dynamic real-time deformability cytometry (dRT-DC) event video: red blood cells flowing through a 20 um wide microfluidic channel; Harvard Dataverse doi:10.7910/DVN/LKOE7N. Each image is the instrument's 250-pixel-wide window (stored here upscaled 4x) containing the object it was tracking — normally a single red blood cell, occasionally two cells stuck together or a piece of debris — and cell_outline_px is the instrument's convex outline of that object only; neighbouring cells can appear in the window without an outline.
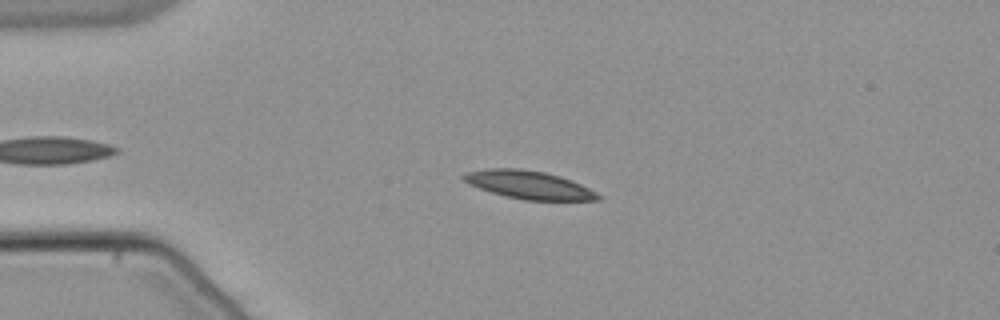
{"species": "common noctule bat (a hibernating species)", "species_latin": "Nyctalus noctula", "temperature_condition": "warm", "stored_images_in_passage": 38, "camera_frame_rate_fps": 3000, "um_per_image_px": 0.085, "animal": {"sex": "male", "body_mass_g": 21.5, "forearm_length_mm": 52.0}, "frame": {"image": 1, "passage_image": 2, "time_ms": 0.333, "image_size_px": [1000, 320], "cell_outline_px": [[604, 196], [600, 200], [524, 200], [492, 192], [468, 184], [460, 176], [468, 172], [488, 168], [520, 168], [544, 172], [560, 176], [580, 184]], "centroid_in_image_um": [44.97, 15.71], "position_along_channel_um": 40.0, "area_um2": 21.85}}
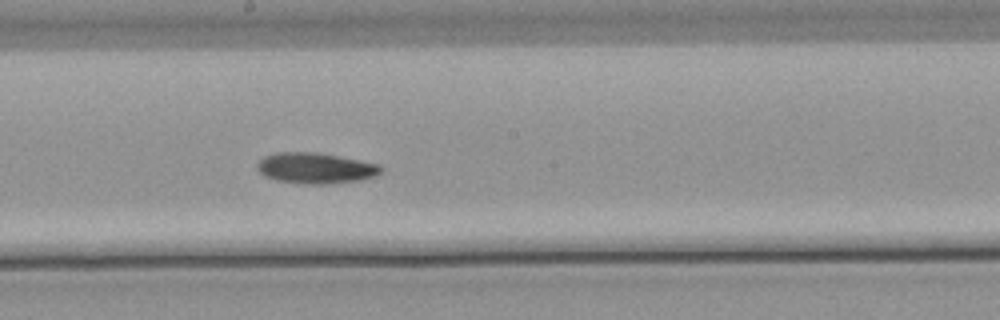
{"frame": {"image": 2, "passage_image": 19, "time_ms": 6.0, "image_size_px": [1000, 320], "cell_outline_px": [[384, 168], [376, 176], [360, 180], [332, 184], [308, 184], [276, 180], [264, 176], [256, 168], [256, 164], [264, 156], [276, 152], [316, 152], [380, 164]], "centroid_in_image_um": [26.82, 14.29], "position_along_channel_um": 221.4, "area_um2": 22.31}}
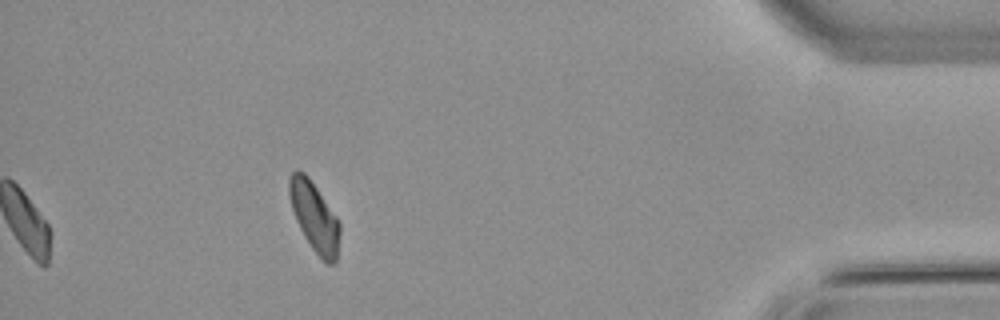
{"frame": {"image": 3, "passage_image": 38, "time_ms": 12.333, "image_size_px": [1000, 320], "cell_outline_px": [[340, 232], [336, 260], [332, 264], [328, 264], [312, 248], [304, 236], [296, 220], [288, 196], [288, 180], [292, 172], [296, 168], [304, 172], [308, 176], [336, 216], [340, 224]], "centroid_in_image_um": [26.7, 18.38], "position_along_channel_um": 408.5, "area_um2": 20.23}}